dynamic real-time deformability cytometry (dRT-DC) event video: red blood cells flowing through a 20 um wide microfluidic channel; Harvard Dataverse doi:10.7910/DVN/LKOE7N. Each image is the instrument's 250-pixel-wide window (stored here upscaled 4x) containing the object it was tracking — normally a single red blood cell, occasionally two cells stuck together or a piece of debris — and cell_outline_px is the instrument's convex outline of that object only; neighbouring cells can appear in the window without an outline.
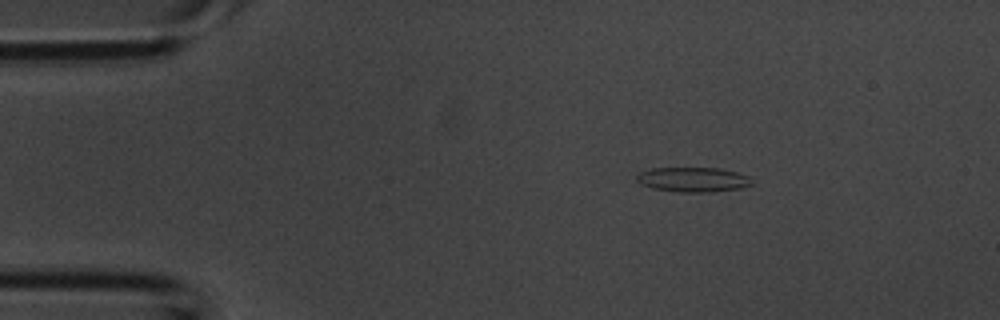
{"species": "common noctule bat (a hibernating species)", "species_latin": "Nyctalus noctula", "temperature_condition": "room temperature", "stored_images_in_passage": 4, "camera_frame_rate_fps": 3000, "um_per_image_px": 0.085, "animal": {"sex": "male", "body_mass_g": 20.1, "forearm_length_mm": 53.5}, "frame": {"image": 1, "passage_image": 2, "time_ms": 0.333, "image_size_px": [1000, 320], "cell_outline_px": [[752, 184], [740, 188], [712, 192], [680, 192], [652, 188], [636, 180], [636, 176], [640, 172], [652, 168], [720, 168], [736, 172], [748, 176]], "centroid_in_image_um": [58.9, 15.26], "position_along_channel_um": 26.1, "area_um2": 16.42}}
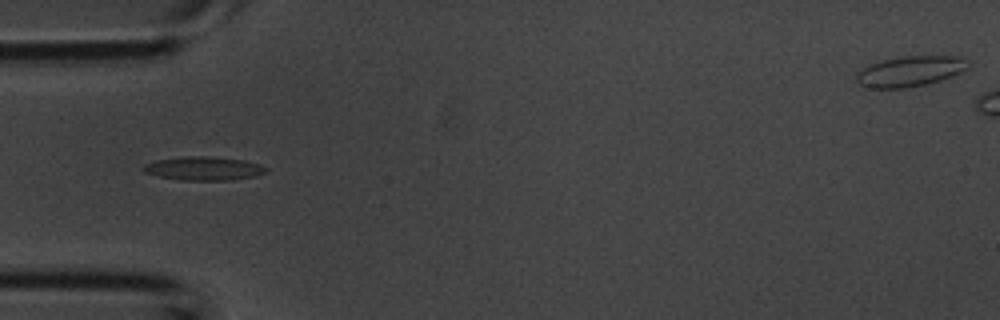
{"frame": {"image": 2, "passage_image": 4, "time_ms": 1.0, "image_size_px": [1000, 320], "cell_outline_px": [[268, 172], [256, 176], [232, 180], [180, 180], [156, 176], [144, 172], [144, 164], [156, 160], [180, 156], [208, 156], [244, 160], [260, 164], [268, 168]], "centroid_in_image_um": [17.33, 14.32], "position_along_channel_um": 67.7, "area_um2": 17.11}}